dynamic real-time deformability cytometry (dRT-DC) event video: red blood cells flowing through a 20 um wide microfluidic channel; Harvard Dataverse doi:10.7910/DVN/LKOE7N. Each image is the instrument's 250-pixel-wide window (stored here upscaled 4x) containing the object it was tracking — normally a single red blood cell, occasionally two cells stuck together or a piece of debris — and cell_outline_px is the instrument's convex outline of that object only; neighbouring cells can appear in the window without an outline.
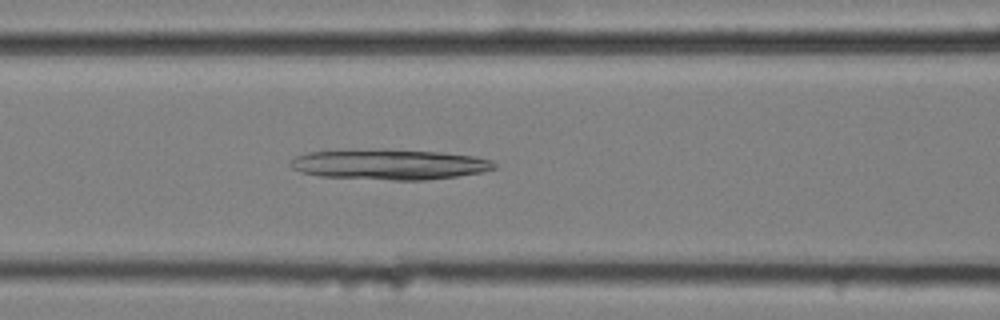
{"species": "common noctule bat (a hibernating species)", "species_latin": "Nyctalus noctula", "temperature_condition": "cold", "stored_images_in_passage": 57, "camera_frame_rate_fps": 3000, "um_per_image_px": 0.085, "animal": {"sex": "female", "body_mass_g": 25.1}, "frame": {"image": 1, "passage_image": 24, "time_ms": 7.667, "image_size_px": [1000, 320], "cell_outline_px": [[496, 168], [484, 172], [456, 176], [424, 180], [392, 180], [320, 176], [300, 172], [292, 168], [288, 164], [296, 156], [308, 152], [348, 148], [440, 152], [476, 156], [492, 160], [496, 164]], "centroid_in_image_um": [33.07, 13.96], "position_along_channel_um": 133.5, "area_um2": 36.41}}
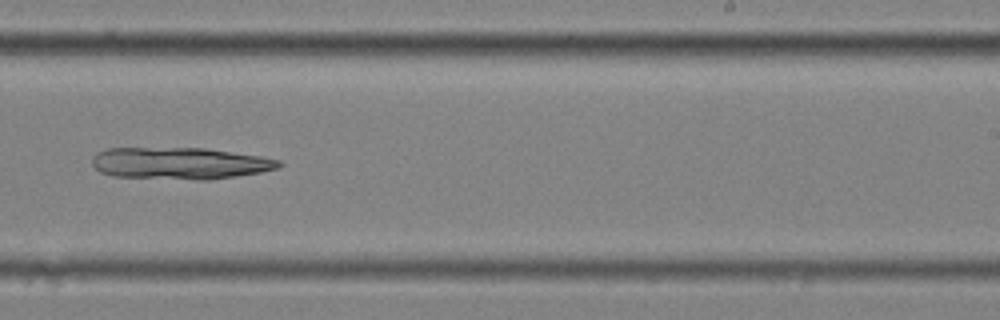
{"frame": {"image": 2, "passage_image": 36, "time_ms": 11.667, "image_size_px": [1000, 320], "cell_outline_px": [[284, 164], [280, 168], [260, 172], [236, 176], [208, 180], [200, 180], [112, 176], [100, 172], [92, 164], [92, 156], [96, 152], [108, 148], [204, 148], [260, 156], [280, 160]], "centroid_in_image_um": [15.29, 13.88], "position_along_channel_um": 273.7, "area_um2": 34.8}}
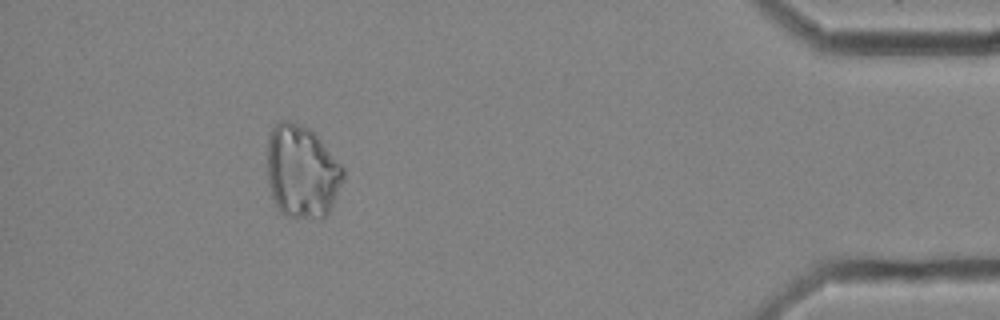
{"frame": {"image": 3, "passage_image": 52, "time_ms": 17.0, "image_size_px": [1000, 320], "cell_outline_px": [[344, 180], [328, 212], [320, 220], [284, 216], [280, 212], [272, 196], [268, 184], [268, 136], [272, 128], [280, 120], [288, 120], [308, 128], [316, 132], [344, 168]], "centroid_in_image_um": [25.67, 14.59], "position_along_channel_um": 409.5, "area_um2": 41.62}}